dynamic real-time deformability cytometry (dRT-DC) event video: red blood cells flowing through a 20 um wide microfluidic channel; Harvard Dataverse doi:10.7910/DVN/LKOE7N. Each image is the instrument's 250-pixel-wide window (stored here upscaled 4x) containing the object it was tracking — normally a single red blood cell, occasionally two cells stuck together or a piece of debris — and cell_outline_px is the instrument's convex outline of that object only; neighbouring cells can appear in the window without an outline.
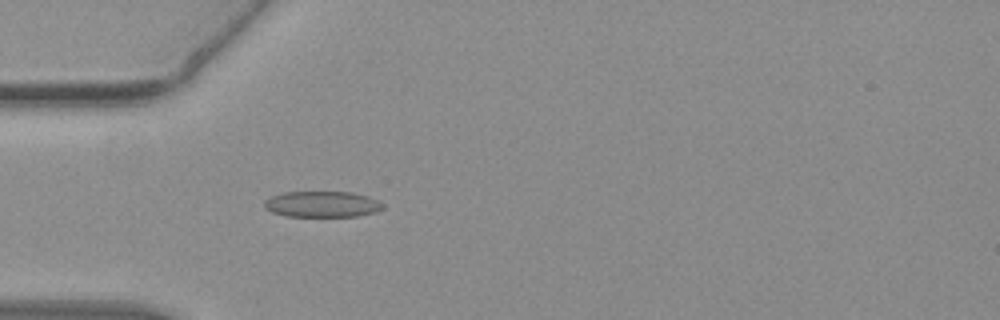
{"species": "common noctule bat (a hibernating species)", "species_latin": "Nyctalus noctula", "temperature_condition": "warm", "stored_images_in_passage": 28, "camera_frame_rate_fps": 3000, "um_per_image_px": 0.085, "animal": {"sex": "female", "body_mass_g": 19.3, "forearm_length_mm": 54.1}, "frame": {"image": 1, "passage_image": 6, "time_ms": 1.667, "image_size_px": [1000, 320], "cell_outline_px": [[384, 208], [376, 212], [356, 216], [284, 216], [272, 212], [264, 208], [264, 200], [272, 196], [284, 192], [352, 192], [368, 196], [384, 204]], "centroid_in_image_um": [27.37, 17.36], "position_along_channel_um": 57.6, "area_um2": 17.98}}
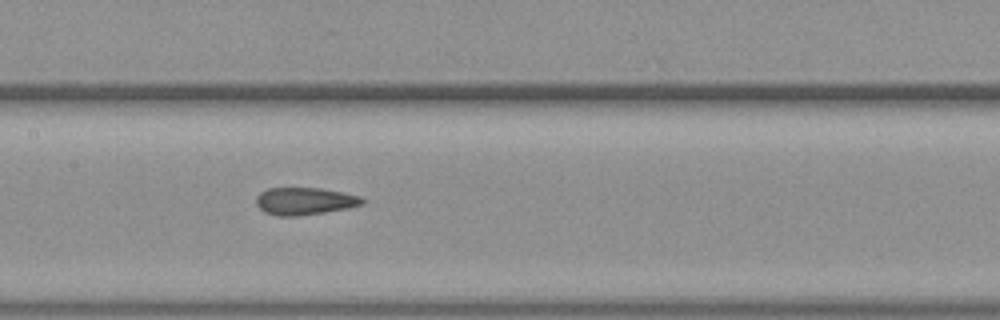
{"frame": {"image": 2, "passage_image": 16, "time_ms": 5.0, "image_size_px": [1000, 320], "cell_outline_px": [[364, 204], [348, 208], [324, 212], [296, 216], [276, 216], [264, 212], [256, 204], [256, 196], [260, 192], [268, 188], [320, 188], [360, 196], [364, 200]], "centroid_in_image_um": [25.86, 17.1], "position_along_channel_um": 181.5, "area_um2": 16.88}}
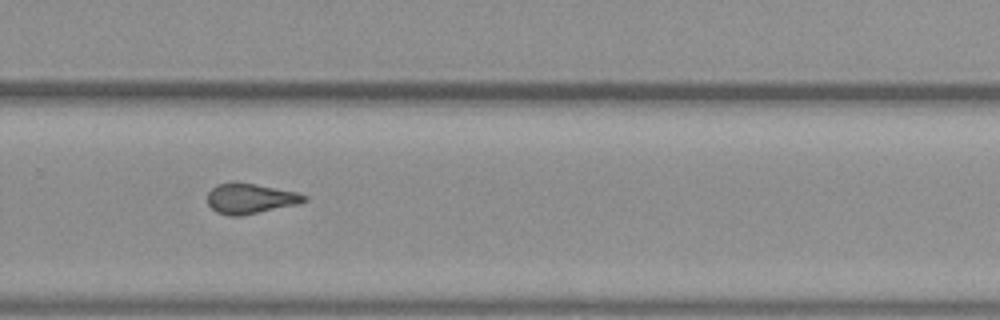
{"frame": {"image": 3, "passage_image": 26, "time_ms": 8.333, "image_size_px": [1000, 320], "cell_outline_px": [[308, 200], [296, 204], [240, 216], [228, 216], [216, 212], [208, 204], [208, 192], [216, 184], [256, 184], [296, 192], [308, 196]], "centroid_in_image_um": [21.27, 16.9], "position_along_channel_um": 308.5, "area_um2": 16.59}}